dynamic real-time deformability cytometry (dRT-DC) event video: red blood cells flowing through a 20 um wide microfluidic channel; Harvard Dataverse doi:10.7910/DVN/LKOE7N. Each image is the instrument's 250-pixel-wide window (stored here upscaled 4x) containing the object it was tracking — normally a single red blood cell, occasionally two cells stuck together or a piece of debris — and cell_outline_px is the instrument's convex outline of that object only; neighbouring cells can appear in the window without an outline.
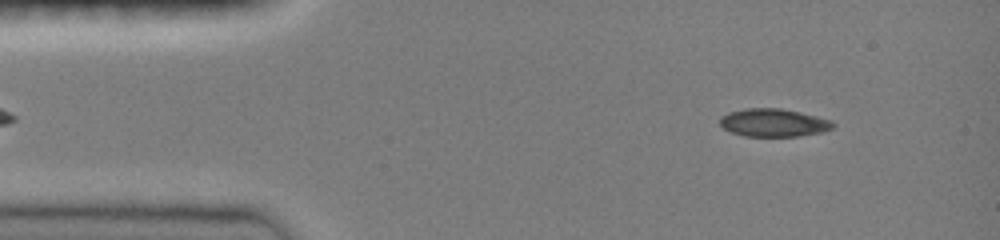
{"species": "common noctule bat (a hibernating species)", "species_latin": "Nyctalus noctula", "temperature_condition": "room temperature", "stored_images_in_passage": 46, "camera_frame_rate_fps": 3000, "um_per_image_px": 0.085, "animal": {"sex": "female", "body_mass_g": 19.0, "forearm_length_mm": 51.5}, "frame": {"image": 1, "passage_image": 4, "time_ms": 1.0, "image_size_px": [1000, 240], "cell_outline_px": [[836, 124], [832, 128], [824, 132], [796, 136], [744, 136], [732, 132], [724, 128], [720, 124], [720, 116], [728, 112], [744, 108], [780, 108], [800, 112], [832, 120]], "centroid_in_image_um": [65.76, 10.42], "position_along_channel_um": 19.2, "area_um2": 18.5}}
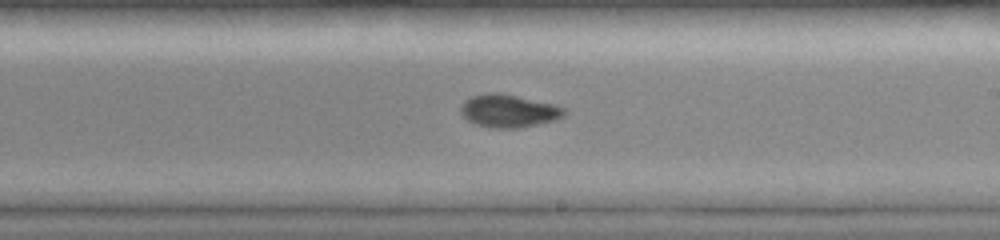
{"frame": {"image": 2, "passage_image": 26, "time_ms": 8.333, "image_size_px": [1000, 240], "cell_outline_px": [[568, 112], [564, 116], [552, 120], [520, 128], [492, 128], [476, 124], [468, 120], [460, 112], [460, 108], [464, 100], [472, 96], [488, 92], [496, 92], [556, 104], [564, 108]], "centroid_in_image_um": [43.23, 9.42], "position_along_channel_um": 245.8, "area_um2": 19.77}}
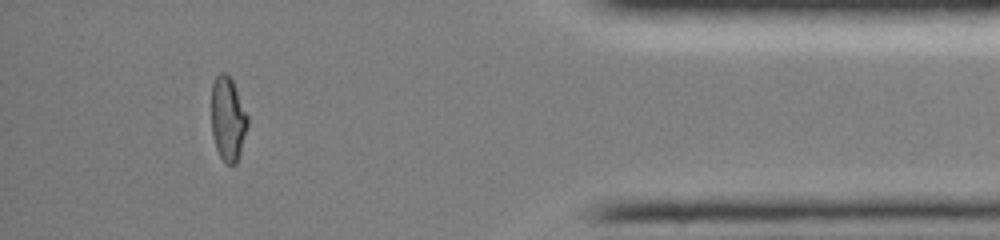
{"frame": {"image": 3, "passage_image": 41, "time_ms": 13.333, "image_size_px": [1000, 240], "cell_outline_px": [[248, 124], [240, 152], [236, 164], [228, 164], [220, 156], [216, 148], [212, 132], [212, 84], [216, 76], [220, 72], [228, 72], [236, 88], [248, 116]], "centroid_in_image_um": [19.37, 10.06], "position_along_channel_um": 415.8, "area_um2": 17.63}, "authors_computed_cell_mechanics": {"area_um2": 19.1029, "velocity_mm_per_s": 4.0492, "shape_relaxation_time_tau1_ms": 10.973, "shape_relaxation_time_tau2_ms": 1.2598, "deformation_change_tau1": 0.3041, "deformation_change_tau2": 0.0405}}